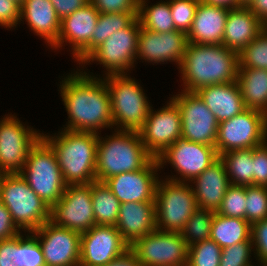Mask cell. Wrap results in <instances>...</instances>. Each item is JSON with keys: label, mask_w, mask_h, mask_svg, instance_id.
<instances>
[{"label": "cell", "mask_w": 267, "mask_h": 266, "mask_svg": "<svg viewBox=\"0 0 267 266\" xmlns=\"http://www.w3.org/2000/svg\"><path fill=\"white\" fill-rule=\"evenodd\" d=\"M215 212L198 207L180 231L187 246L210 239Z\"/></svg>", "instance_id": "836d02e7"}, {"label": "cell", "mask_w": 267, "mask_h": 266, "mask_svg": "<svg viewBox=\"0 0 267 266\" xmlns=\"http://www.w3.org/2000/svg\"><path fill=\"white\" fill-rule=\"evenodd\" d=\"M0 201L21 231L32 232L49 221L50 207L29 187L20 173L0 174Z\"/></svg>", "instance_id": "8992f818"}, {"label": "cell", "mask_w": 267, "mask_h": 266, "mask_svg": "<svg viewBox=\"0 0 267 266\" xmlns=\"http://www.w3.org/2000/svg\"><path fill=\"white\" fill-rule=\"evenodd\" d=\"M231 185H253V148L221 154Z\"/></svg>", "instance_id": "d6a6232c"}, {"label": "cell", "mask_w": 267, "mask_h": 266, "mask_svg": "<svg viewBox=\"0 0 267 266\" xmlns=\"http://www.w3.org/2000/svg\"><path fill=\"white\" fill-rule=\"evenodd\" d=\"M24 233L15 236V256L13 261L18 266H46L38 240L30 232Z\"/></svg>", "instance_id": "e575fe53"}, {"label": "cell", "mask_w": 267, "mask_h": 266, "mask_svg": "<svg viewBox=\"0 0 267 266\" xmlns=\"http://www.w3.org/2000/svg\"><path fill=\"white\" fill-rule=\"evenodd\" d=\"M197 208L191 182L166 178L158 180L155 193L156 229L180 232Z\"/></svg>", "instance_id": "ba28073f"}, {"label": "cell", "mask_w": 267, "mask_h": 266, "mask_svg": "<svg viewBox=\"0 0 267 266\" xmlns=\"http://www.w3.org/2000/svg\"><path fill=\"white\" fill-rule=\"evenodd\" d=\"M129 75L111 74L103 79L110 95L114 129L138 132L152 106L140 83Z\"/></svg>", "instance_id": "5b68a950"}, {"label": "cell", "mask_w": 267, "mask_h": 266, "mask_svg": "<svg viewBox=\"0 0 267 266\" xmlns=\"http://www.w3.org/2000/svg\"><path fill=\"white\" fill-rule=\"evenodd\" d=\"M208 5L222 6L228 9L241 7L238 0H200Z\"/></svg>", "instance_id": "816d5d0a"}, {"label": "cell", "mask_w": 267, "mask_h": 266, "mask_svg": "<svg viewBox=\"0 0 267 266\" xmlns=\"http://www.w3.org/2000/svg\"><path fill=\"white\" fill-rule=\"evenodd\" d=\"M99 14L89 2L62 19L59 37L52 49L57 51L69 43L70 51L75 58L91 42Z\"/></svg>", "instance_id": "44dd1931"}, {"label": "cell", "mask_w": 267, "mask_h": 266, "mask_svg": "<svg viewBox=\"0 0 267 266\" xmlns=\"http://www.w3.org/2000/svg\"><path fill=\"white\" fill-rule=\"evenodd\" d=\"M19 173L49 207L58 202L67 187L55 152L42 137L30 148Z\"/></svg>", "instance_id": "52a82bcc"}, {"label": "cell", "mask_w": 267, "mask_h": 266, "mask_svg": "<svg viewBox=\"0 0 267 266\" xmlns=\"http://www.w3.org/2000/svg\"><path fill=\"white\" fill-rule=\"evenodd\" d=\"M222 248L212 240H204L188 247L186 266H219Z\"/></svg>", "instance_id": "8d00e7d4"}, {"label": "cell", "mask_w": 267, "mask_h": 266, "mask_svg": "<svg viewBox=\"0 0 267 266\" xmlns=\"http://www.w3.org/2000/svg\"><path fill=\"white\" fill-rule=\"evenodd\" d=\"M60 130L54 136L42 132L41 137L54 150L65 183L78 185L96 181L99 134L63 128Z\"/></svg>", "instance_id": "3957f363"}, {"label": "cell", "mask_w": 267, "mask_h": 266, "mask_svg": "<svg viewBox=\"0 0 267 266\" xmlns=\"http://www.w3.org/2000/svg\"><path fill=\"white\" fill-rule=\"evenodd\" d=\"M251 238V224L243 218H233L215 212L212 222L210 240L221 248L235 243L248 241Z\"/></svg>", "instance_id": "f546056e"}, {"label": "cell", "mask_w": 267, "mask_h": 266, "mask_svg": "<svg viewBox=\"0 0 267 266\" xmlns=\"http://www.w3.org/2000/svg\"><path fill=\"white\" fill-rule=\"evenodd\" d=\"M152 108L138 133L147 152L153 158H157L178 139H181L182 122L180 110L172 98L166 106L157 111Z\"/></svg>", "instance_id": "2e32d148"}, {"label": "cell", "mask_w": 267, "mask_h": 266, "mask_svg": "<svg viewBox=\"0 0 267 266\" xmlns=\"http://www.w3.org/2000/svg\"><path fill=\"white\" fill-rule=\"evenodd\" d=\"M14 2H16L17 4H19L20 6L23 4L24 0H13Z\"/></svg>", "instance_id": "db71d44e"}, {"label": "cell", "mask_w": 267, "mask_h": 266, "mask_svg": "<svg viewBox=\"0 0 267 266\" xmlns=\"http://www.w3.org/2000/svg\"><path fill=\"white\" fill-rule=\"evenodd\" d=\"M5 116L0 119V174L19 173L30 148L41 138V133L23 124L12 113Z\"/></svg>", "instance_id": "4fadbf2b"}, {"label": "cell", "mask_w": 267, "mask_h": 266, "mask_svg": "<svg viewBox=\"0 0 267 266\" xmlns=\"http://www.w3.org/2000/svg\"><path fill=\"white\" fill-rule=\"evenodd\" d=\"M228 11V8L199 1L192 27L187 34L188 43L222 44Z\"/></svg>", "instance_id": "cb8c5ba5"}, {"label": "cell", "mask_w": 267, "mask_h": 266, "mask_svg": "<svg viewBox=\"0 0 267 266\" xmlns=\"http://www.w3.org/2000/svg\"><path fill=\"white\" fill-rule=\"evenodd\" d=\"M171 98L180 110L181 138L215 147L219 122L199 95L181 90Z\"/></svg>", "instance_id": "9a60e30c"}, {"label": "cell", "mask_w": 267, "mask_h": 266, "mask_svg": "<svg viewBox=\"0 0 267 266\" xmlns=\"http://www.w3.org/2000/svg\"><path fill=\"white\" fill-rule=\"evenodd\" d=\"M99 13H138L139 0H90Z\"/></svg>", "instance_id": "7bdbcfd3"}, {"label": "cell", "mask_w": 267, "mask_h": 266, "mask_svg": "<svg viewBox=\"0 0 267 266\" xmlns=\"http://www.w3.org/2000/svg\"><path fill=\"white\" fill-rule=\"evenodd\" d=\"M129 247L116 226L94 225L81 234L79 266H104Z\"/></svg>", "instance_id": "ac0fdd59"}, {"label": "cell", "mask_w": 267, "mask_h": 266, "mask_svg": "<svg viewBox=\"0 0 267 266\" xmlns=\"http://www.w3.org/2000/svg\"><path fill=\"white\" fill-rule=\"evenodd\" d=\"M21 21H25L34 34L44 38L50 48L57 43L61 20L50 0H24L20 10Z\"/></svg>", "instance_id": "d4e9b609"}, {"label": "cell", "mask_w": 267, "mask_h": 266, "mask_svg": "<svg viewBox=\"0 0 267 266\" xmlns=\"http://www.w3.org/2000/svg\"><path fill=\"white\" fill-rule=\"evenodd\" d=\"M20 10L21 6L13 0H0V26L16 28L20 24Z\"/></svg>", "instance_id": "f6af8a7d"}, {"label": "cell", "mask_w": 267, "mask_h": 266, "mask_svg": "<svg viewBox=\"0 0 267 266\" xmlns=\"http://www.w3.org/2000/svg\"><path fill=\"white\" fill-rule=\"evenodd\" d=\"M143 266H186L188 246L180 232L155 229L129 247Z\"/></svg>", "instance_id": "7c38bea8"}, {"label": "cell", "mask_w": 267, "mask_h": 266, "mask_svg": "<svg viewBox=\"0 0 267 266\" xmlns=\"http://www.w3.org/2000/svg\"><path fill=\"white\" fill-rule=\"evenodd\" d=\"M252 0H238L241 6H248Z\"/></svg>", "instance_id": "f5cc1de1"}, {"label": "cell", "mask_w": 267, "mask_h": 266, "mask_svg": "<svg viewBox=\"0 0 267 266\" xmlns=\"http://www.w3.org/2000/svg\"><path fill=\"white\" fill-rule=\"evenodd\" d=\"M159 164L152 158L142 169L114 175L105 181L121 204L155 202Z\"/></svg>", "instance_id": "d6986e66"}, {"label": "cell", "mask_w": 267, "mask_h": 266, "mask_svg": "<svg viewBox=\"0 0 267 266\" xmlns=\"http://www.w3.org/2000/svg\"><path fill=\"white\" fill-rule=\"evenodd\" d=\"M116 228L123 240L131 246L156 229L155 202H128L120 204Z\"/></svg>", "instance_id": "7402d4cb"}, {"label": "cell", "mask_w": 267, "mask_h": 266, "mask_svg": "<svg viewBox=\"0 0 267 266\" xmlns=\"http://www.w3.org/2000/svg\"><path fill=\"white\" fill-rule=\"evenodd\" d=\"M60 20L87 5L90 0H50Z\"/></svg>", "instance_id": "7dc6e473"}, {"label": "cell", "mask_w": 267, "mask_h": 266, "mask_svg": "<svg viewBox=\"0 0 267 266\" xmlns=\"http://www.w3.org/2000/svg\"><path fill=\"white\" fill-rule=\"evenodd\" d=\"M254 252L252 239L222 248L219 266H254L251 255ZM256 266V264H255Z\"/></svg>", "instance_id": "60d3db41"}, {"label": "cell", "mask_w": 267, "mask_h": 266, "mask_svg": "<svg viewBox=\"0 0 267 266\" xmlns=\"http://www.w3.org/2000/svg\"><path fill=\"white\" fill-rule=\"evenodd\" d=\"M237 83L246 109L267 115V70L238 68Z\"/></svg>", "instance_id": "83f0119b"}, {"label": "cell", "mask_w": 267, "mask_h": 266, "mask_svg": "<svg viewBox=\"0 0 267 266\" xmlns=\"http://www.w3.org/2000/svg\"><path fill=\"white\" fill-rule=\"evenodd\" d=\"M200 0H169L176 30L188 34Z\"/></svg>", "instance_id": "ab89813d"}, {"label": "cell", "mask_w": 267, "mask_h": 266, "mask_svg": "<svg viewBox=\"0 0 267 266\" xmlns=\"http://www.w3.org/2000/svg\"><path fill=\"white\" fill-rule=\"evenodd\" d=\"M238 68L267 70V26L245 48L238 53Z\"/></svg>", "instance_id": "d590c367"}, {"label": "cell", "mask_w": 267, "mask_h": 266, "mask_svg": "<svg viewBox=\"0 0 267 266\" xmlns=\"http://www.w3.org/2000/svg\"><path fill=\"white\" fill-rule=\"evenodd\" d=\"M247 7L267 26V0H252Z\"/></svg>", "instance_id": "f907efd6"}, {"label": "cell", "mask_w": 267, "mask_h": 266, "mask_svg": "<svg viewBox=\"0 0 267 266\" xmlns=\"http://www.w3.org/2000/svg\"><path fill=\"white\" fill-rule=\"evenodd\" d=\"M140 22L135 18L126 28L114 32L107 40L97 47L80 65L94 61L103 65L111 74H128L135 67Z\"/></svg>", "instance_id": "30bf717a"}, {"label": "cell", "mask_w": 267, "mask_h": 266, "mask_svg": "<svg viewBox=\"0 0 267 266\" xmlns=\"http://www.w3.org/2000/svg\"><path fill=\"white\" fill-rule=\"evenodd\" d=\"M148 0H139L138 20L141 27L156 33H167L176 30L171 15L169 0L159 1L150 6Z\"/></svg>", "instance_id": "1f68e13d"}, {"label": "cell", "mask_w": 267, "mask_h": 266, "mask_svg": "<svg viewBox=\"0 0 267 266\" xmlns=\"http://www.w3.org/2000/svg\"><path fill=\"white\" fill-rule=\"evenodd\" d=\"M49 221L80 234L95 225L91 184L67 185L62 197L50 207Z\"/></svg>", "instance_id": "5bb4252c"}, {"label": "cell", "mask_w": 267, "mask_h": 266, "mask_svg": "<svg viewBox=\"0 0 267 266\" xmlns=\"http://www.w3.org/2000/svg\"><path fill=\"white\" fill-rule=\"evenodd\" d=\"M191 182L197 206L214 212L219 209L225 192L231 185L220 157Z\"/></svg>", "instance_id": "603a6c76"}, {"label": "cell", "mask_w": 267, "mask_h": 266, "mask_svg": "<svg viewBox=\"0 0 267 266\" xmlns=\"http://www.w3.org/2000/svg\"><path fill=\"white\" fill-rule=\"evenodd\" d=\"M81 70L69 73L59 84L69 119L63 128L99 134L100 129L113 128L108 87L100 75Z\"/></svg>", "instance_id": "6da1fadb"}, {"label": "cell", "mask_w": 267, "mask_h": 266, "mask_svg": "<svg viewBox=\"0 0 267 266\" xmlns=\"http://www.w3.org/2000/svg\"><path fill=\"white\" fill-rule=\"evenodd\" d=\"M22 231L13 222L7 207L0 201V241L11 239Z\"/></svg>", "instance_id": "bcb514c9"}, {"label": "cell", "mask_w": 267, "mask_h": 266, "mask_svg": "<svg viewBox=\"0 0 267 266\" xmlns=\"http://www.w3.org/2000/svg\"><path fill=\"white\" fill-rule=\"evenodd\" d=\"M97 146L96 181L142 169L153 157L147 152L136 131L116 130L102 137Z\"/></svg>", "instance_id": "277c9868"}, {"label": "cell", "mask_w": 267, "mask_h": 266, "mask_svg": "<svg viewBox=\"0 0 267 266\" xmlns=\"http://www.w3.org/2000/svg\"><path fill=\"white\" fill-rule=\"evenodd\" d=\"M91 192L95 225L115 226L118 220L120 201L105 182H92Z\"/></svg>", "instance_id": "4dcf8cb0"}, {"label": "cell", "mask_w": 267, "mask_h": 266, "mask_svg": "<svg viewBox=\"0 0 267 266\" xmlns=\"http://www.w3.org/2000/svg\"><path fill=\"white\" fill-rule=\"evenodd\" d=\"M104 266H143L136 254L129 248L122 255L114 258Z\"/></svg>", "instance_id": "681fc988"}, {"label": "cell", "mask_w": 267, "mask_h": 266, "mask_svg": "<svg viewBox=\"0 0 267 266\" xmlns=\"http://www.w3.org/2000/svg\"><path fill=\"white\" fill-rule=\"evenodd\" d=\"M30 233L41 246L46 266H79L80 233L50 221Z\"/></svg>", "instance_id": "e0dca14e"}, {"label": "cell", "mask_w": 267, "mask_h": 266, "mask_svg": "<svg viewBox=\"0 0 267 266\" xmlns=\"http://www.w3.org/2000/svg\"><path fill=\"white\" fill-rule=\"evenodd\" d=\"M246 220L252 225L267 218V186H245Z\"/></svg>", "instance_id": "74e56055"}, {"label": "cell", "mask_w": 267, "mask_h": 266, "mask_svg": "<svg viewBox=\"0 0 267 266\" xmlns=\"http://www.w3.org/2000/svg\"><path fill=\"white\" fill-rule=\"evenodd\" d=\"M238 52L222 44L188 43L179 66L183 91L196 92L214 84L235 82L238 75Z\"/></svg>", "instance_id": "7a4b0ae2"}, {"label": "cell", "mask_w": 267, "mask_h": 266, "mask_svg": "<svg viewBox=\"0 0 267 266\" xmlns=\"http://www.w3.org/2000/svg\"><path fill=\"white\" fill-rule=\"evenodd\" d=\"M218 158L219 155L214 146L191 142L181 138L156 159L160 170L167 163H170V166L173 167L172 169H175L177 175H168L166 179L178 182H191Z\"/></svg>", "instance_id": "8fae6325"}, {"label": "cell", "mask_w": 267, "mask_h": 266, "mask_svg": "<svg viewBox=\"0 0 267 266\" xmlns=\"http://www.w3.org/2000/svg\"><path fill=\"white\" fill-rule=\"evenodd\" d=\"M15 256V237L0 241V266H18L13 260Z\"/></svg>", "instance_id": "c3c4849f"}, {"label": "cell", "mask_w": 267, "mask_h": 266, "mask_svg": "<svg viewBox=\"0 0 267 266\" xmlns=\"http://www.w3.org/2000/svg\"><path fill=\"white\" fill-rule=\"evenodd\" d=\"M251 239L257 265L267 263V218L251 225Z\"/></svg>", "instance_id": "b9f144b4"}, {"label": "cell", "mask_w": 267, "mask_h": 266, "mask_svg": "<svg viewBox=\"0 0 267 266\" xmlns=\"http://www.w3.org/2000/svg\"><path fill=\"white\" fill-rule=\"evenodd\" d=\"M265 27L247 6L231 8L226 19L222 45L239 53Z\"/></svg>", "instance_id": "484cf974"}, {"label": "cell", "mask_w": 267, "mask_h": 266, "mask_svg": "<svg viewBox=\"0 0 267 266\" xmlns=\"http://www.w3.org/2000/svg\"><path fill=\"white\" fill-rule=\"evenodd\" d=\"M188 44L187 34L173 30L167 33H156L140 27L138 35L137 60L164 64L175 62L179 68L185 56Z\"/></svg>", "instance_id": "ffe728a7"}, {"label": "cell", "mask_w": 267, "mask_h": 266, "mask_svg": "<svg viewBox=\"0 0 267 266\" xmlns=\"http://www.w3.org/2000/svg\"><path fill=\"white\" fill-rule=\"evenodd\" d=\"M137 16L138 13H100L91 42L75 57V62L79 63V68L97 47L114 32L126 28Z\"/></svg>", "instance_id": "f1b7e54d"}, {"label": "cell", "mask_w": 267, "mask_h": 266, "mask_svg": "<svg viewBox=\"0 0 267 266\" xmlns=\"http://www.w3.org/2000/svg\"><path fill=\"white\" fill-rule=\"evenodd\" d=\"M246 203L245 186L230 185L216 213L246 219Z\"/></svg>", "instance_id": "f35d334b"}, {"label": "cell", "mask_w": 267, "mask_h": 266, "mask_svg": "<svg viewBox=\"0 0 267 266\" xmlns=\"http://www.w3.org/2000/svg\"><path fill=\"white\" fill-rule=\"evenodd\" d=\"M196 93L218 122L230 119L246 109L237 81L205 86Z\"/></svg>", "instance_id": "4316f807"}, {"label": "cell", "mask_w": 267, "mask_h": 266, "mask_svg": "<svg viewBox=\"0 0 267 266\" xmlns=\"http://www.w3.org/2000/svg\"><path fill=\"white\" fill-rule=\"evenodd\" d=\"M267 141V115L253 109L219 122L215 148L220 156L232 150L257 147Z\"/></svg>", "instance_id": "9c48e42d"}, {"label": "cell", "mask_w": 267, "mask_h": 266, "mask_svg": "<svg viewBox=\"0 0 267 266\" xmlns=\"http://www.w3.org/2000/svg\"><path fill=\"white\" fill-rule=\"evenodd\" d=\"M253 185L267 186V141L253 148Z\"/></svg>", "instance_id": "ee69618b"}]
</instances>
